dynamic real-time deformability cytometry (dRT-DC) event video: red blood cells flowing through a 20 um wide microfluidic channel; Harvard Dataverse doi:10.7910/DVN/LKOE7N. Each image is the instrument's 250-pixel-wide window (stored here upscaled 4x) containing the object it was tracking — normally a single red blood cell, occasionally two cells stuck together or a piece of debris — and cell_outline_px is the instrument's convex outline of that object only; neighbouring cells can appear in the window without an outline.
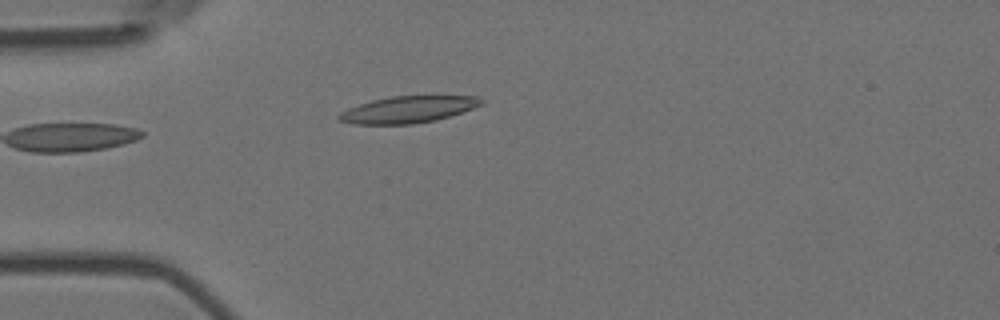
{"species": "Egyptian fruit bat (a non-hibernating species)", "species_latin": "Rousettus aegyptiacus", "temperature_condition": "room temperature", "stored_images_in_passage": 4, "camera_frame_rate_fps": 3000, "um_per_image_px": 0.085, "animal": {"sex": "female"}, "frame": {"image": 1, "passage_image": 4, "time_ms": 1.0, "image_size_px": [1000, 320], "cell_outline_px": [[484, 104], [436, 120], [412, 124], [352, 124], [340, 120], [336, 116], [340, 112], [348, 108], [372, 100], [392, 96], [476, 96], [484, 100]], "centroid_in_image_um": [34.66, 9.31], "position_along_channel_um": 50.3, "area_um2": 21.96}}